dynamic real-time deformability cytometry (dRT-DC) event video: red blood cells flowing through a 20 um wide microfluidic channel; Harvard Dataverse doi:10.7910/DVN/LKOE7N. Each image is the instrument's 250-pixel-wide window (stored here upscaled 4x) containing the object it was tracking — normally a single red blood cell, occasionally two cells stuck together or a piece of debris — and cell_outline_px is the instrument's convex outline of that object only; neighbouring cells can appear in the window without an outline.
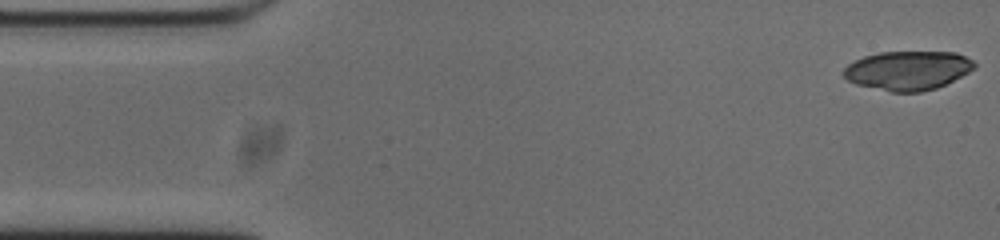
{"species": "common noctule bat (a hibernating species)", "species_latin": "Nyctalus noctula", "temperature_condition": "cold", "stored_images_in_passage": 7, "camera_frame_rate_fps": 3000, "um_per_image_px": 0.085, "animal": {"sex": "male", "body_mass_g": 20.0, "forearm_length_mm": 53.3}, "frame": {"image": 1, "passage_image": 1, "time_ms": 0.0, "image_size_px": [1000, 240], "cell_outline_px": [[976, 68], [936, 88], [920, 92], [892, 92], [856, 84], [848, 80], [844, 76], [844, 68], [848, 64], [864, 56], [880, 52], [956, 52], [972, 60], [976, 64]], "centroid_in_image_um": [77.16, 5.98], "position_along_channel_um": 7.8, "area_um2": 29.54}}